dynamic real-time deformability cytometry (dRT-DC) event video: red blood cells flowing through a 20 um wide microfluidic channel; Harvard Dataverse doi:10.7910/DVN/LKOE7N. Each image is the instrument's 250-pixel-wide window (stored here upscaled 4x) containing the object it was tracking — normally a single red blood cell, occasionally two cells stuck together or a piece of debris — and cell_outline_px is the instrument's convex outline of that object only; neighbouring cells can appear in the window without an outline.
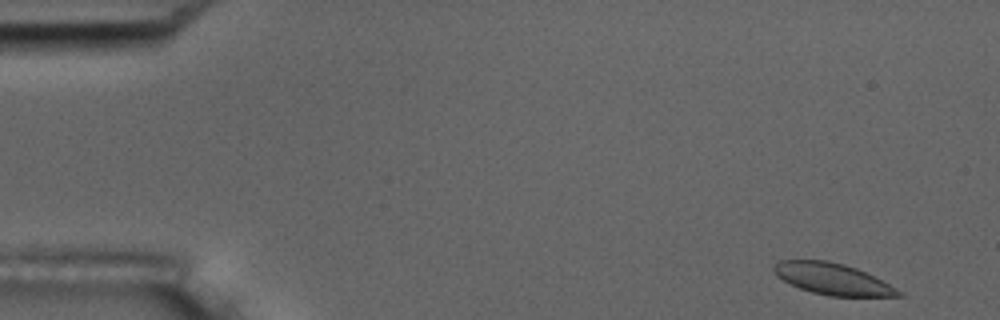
{"species": "common noctule bat (a hibernating species)", "species_latin": "Nyctalus noctula", "temperature_condition": "room temperature", "stored_images_in_passage": 4, "camera_frame_rate_fps": 3000, "um_per_image_px": 0.085, "animal": {"sex": "male", "body_mass_g": 17.5, "forearm_length_mm": 52.3}, "frame": {"image": 1, "passage_image": 1, "time_ms": 0.0, "image_size_px": [1000, 320], "cell_outline_px": [[904, 296], [828, 296], [812, 292], [800, 288], [776, 276], [772, 268], [780, 260], [828, 260], [844, 264], [856, 268], [896, 288]], "centroid_in_image_um": [70.73, 23.7], "position_along_channel_um": 14.3, "area_um2": 22.43}}